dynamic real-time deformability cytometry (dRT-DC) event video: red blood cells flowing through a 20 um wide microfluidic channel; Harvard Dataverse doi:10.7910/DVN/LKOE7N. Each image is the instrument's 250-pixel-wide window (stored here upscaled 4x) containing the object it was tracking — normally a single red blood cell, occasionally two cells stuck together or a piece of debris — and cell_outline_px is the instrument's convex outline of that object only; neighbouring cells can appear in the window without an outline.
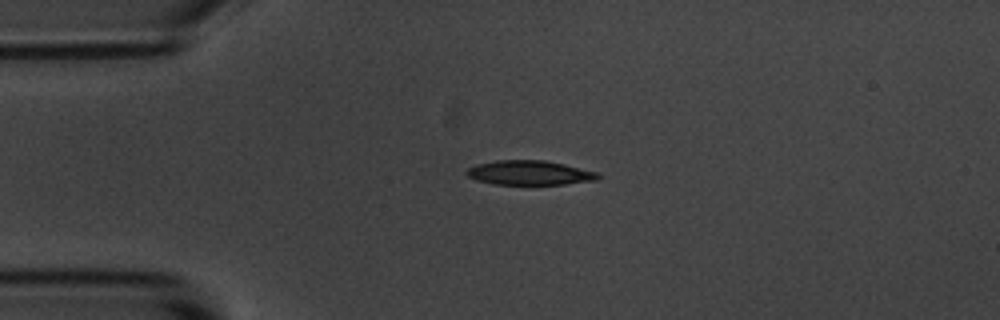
{"species": "common noctule bat (a hibernating species)", "species_latin": "Nyctalus noctula", "temperature_condition": "room temperature", "stored_images_in_passage": 3, "camera_frame_rate_fps": 3000, "um_per_image_px": 0.085, "animal": {"sex": "male", "body_mass_g": 20.1, "forearm_length_mm": 53.5}, "frame": {"image": 1, "passage_image": 1, "time_ms": 0.0, "image_size_px": [1000, 320], "cell_outline_px": [[604, 176], [596, 180], [564, 184], [492, 184], [476, 180], [468, 176], [464, 172], [468, 168], [476, 164], [496, 160], [544, 160], [564, 164], [596, 172]], "centroid_in_image_um": [44.99, 14.68], "position_along_channel_um": 40.0, "area_um2": 18.73}}